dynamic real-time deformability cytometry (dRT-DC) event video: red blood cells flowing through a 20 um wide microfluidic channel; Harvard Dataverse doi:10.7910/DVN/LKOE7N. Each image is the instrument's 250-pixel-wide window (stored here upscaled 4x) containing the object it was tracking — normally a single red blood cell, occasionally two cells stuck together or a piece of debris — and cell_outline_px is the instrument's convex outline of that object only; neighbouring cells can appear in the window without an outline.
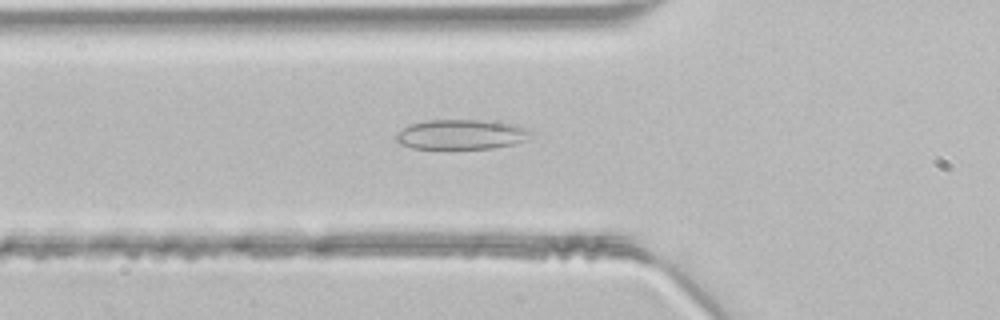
{"species": "common noctule bat (a hibernating species)", "species_latin": "Nyctalus noctula", "temperature_condition": "room temperature", "stored_images_in_passage": 39, "segment_of_instrument_passage": [1, 2], "camera_frame_rate_fps": 3000, "um_per_image_px": 0.085, "animal": {"sex": "male", "body_mass_g": 21.5, "forearm_length_mm": 52.0}, "frame": {"image": 1, "passage_image": 8, "time_ms": 2.333, "image_size_px": [1000, 320], "cell_outline_px": [[532, 132], [524, 140], [512, 144], [492, 148], [412, 148], [400, 144], [396, 140], [396, 132], [408, 124], [428, 120], [480, 120], [516, 124], [532, 128]], "centroid_in_image_um": [39.19, 11.41], "position_along_channel_um": 86.6, "area_um2": 23.47}}
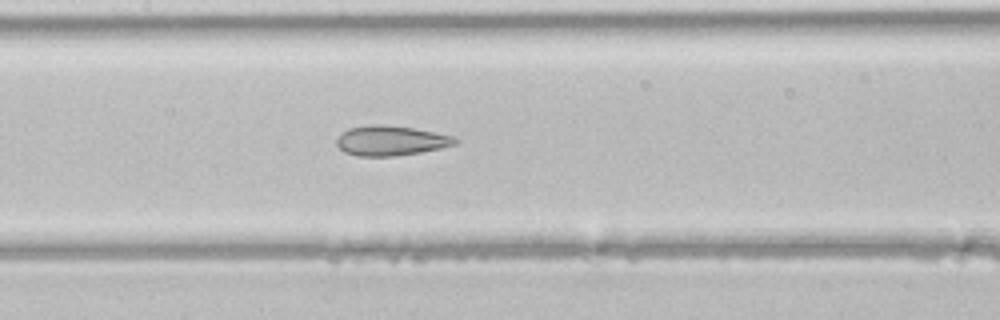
{"frame": {"image": 2, "passage_image": 14, "time_ms": 4.333, "image_size_px": [1000, 320], "cell_outline_px": [[460, 140], [456, 144], [440, 148], [420, 152], [396, 156], [356, 156], [344, 152], [336, 144], [336, 140], [348, 128], [372, 124], [384, 124], [412, 128], [452, 136]], "centroid_in_image_um": [33.2, 11.96], "position_along_channel_um": 174.2, "area_um2": 20.52}}
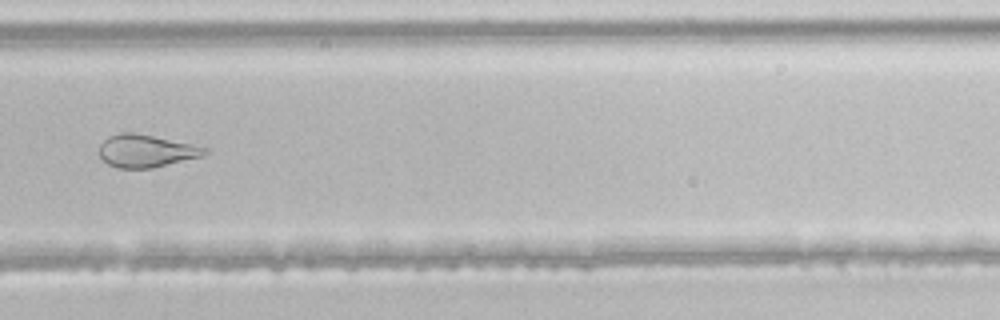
{"frame": {"image": 3, "passage_image": 24, "time_ms": 7.667, "image_size_px": [1000, 320], "cell_outline_px": [[212, 152], [204, 156], [152, 168], [116, 168], [108, 164], [100, 156], [100, 144], [108, 136], [120, 132], [132, 132], [152, 136], [208, 148]], "centroid_in_image_um": [12.43, 12.84], "position_along_channel_um": 317.4, "area_um2": 20.0}}